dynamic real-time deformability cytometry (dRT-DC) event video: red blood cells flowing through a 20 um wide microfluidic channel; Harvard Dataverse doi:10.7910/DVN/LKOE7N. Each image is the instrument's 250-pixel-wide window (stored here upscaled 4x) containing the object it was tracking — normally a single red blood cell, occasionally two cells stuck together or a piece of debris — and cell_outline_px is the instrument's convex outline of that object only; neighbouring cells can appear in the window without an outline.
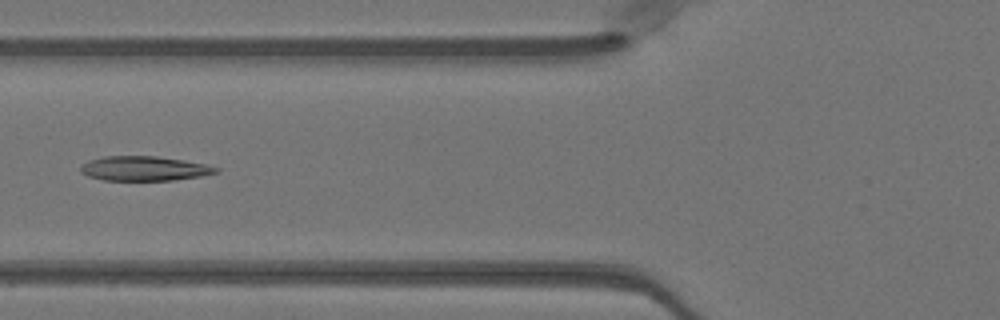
{"species": "Egyptian fruit bat (a non-hibernating species)", "species_latin": "Rousettus aegyptiacus", "temperature_condition": "warm", "stored_images_in_passage": 50, "camera_frame_rate_fps": 3000, "um_per_image_px": 0.085, "animal": {"sex": "female"}, "frame": {"image": 1, "passage_image": 20, "time_ms": 6.333, "image_size_px": [1000, 320], "cell_outline_px": [[220, 172], [200, 176], [172, 180], [104, 180], [88, 176], [80, 172], [80, 164], [88, 160], [104, 156], [156, 156], [184, 160], [204, 164], [220, 168]], "centroid_in_image_um": [12.23, 14.32], "position_along_channel_um": 113.6, "area_um2": 19.42}}
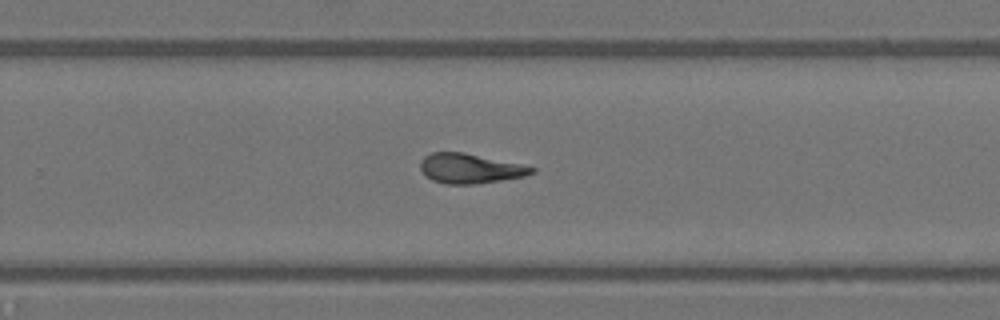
{"frame": {"image": 2, "passage_image": 33, "time_ms": 10.667, "image_size_px": [1000, 320], "cell_outline_px": [[536, 172], [524, 176], [476, 184], [444, 184], [432, 180], [420, 168], [420, 160], [424, 156], [432, 152], [464, 152], [524, 164], [536, 168]], "centroid_in_image_um": [39.98, 14.31], "position_along_channel_um": 289.8, "area_um2": 19.42}}
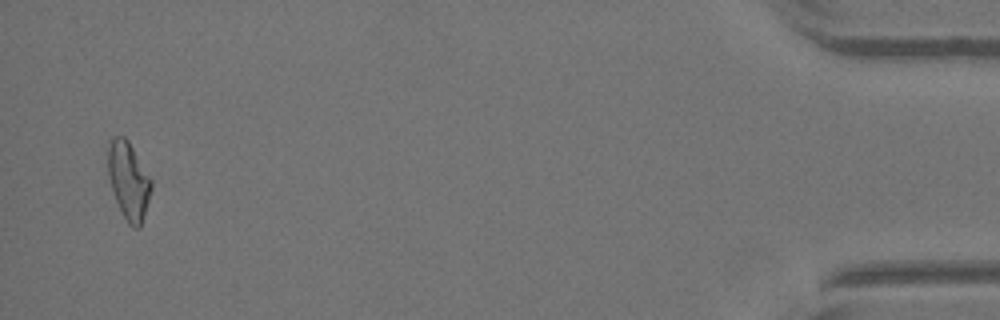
{"frame": {"image": 3, "passage_image": 49, "time_ms": 16.0, "image_size_px": [1000, 320], "cell_outline_px": [[152, 188], [144, 216], [140, 228], [132, 228], [128, 224], [120, 212], [108, 176], [108, 148], [112, 136], [124, 136], [128, 140], [152, 180]], "centroid_in_image_um": [10.93, 15.37], "position_along_channel_um": 424.3, "area_um2": 19.59}, "authors_computed_cell_mechanics": {"area_um2": 19.5653, "velocity_mm_per_s": 4.0749, "shape_relaxation_time_tau1_ms": null, "shape_relaxation_time_tau2_ms": 3.7673, "deformation_change_tau1": null, "deformation_change_tau2": 0.122}}